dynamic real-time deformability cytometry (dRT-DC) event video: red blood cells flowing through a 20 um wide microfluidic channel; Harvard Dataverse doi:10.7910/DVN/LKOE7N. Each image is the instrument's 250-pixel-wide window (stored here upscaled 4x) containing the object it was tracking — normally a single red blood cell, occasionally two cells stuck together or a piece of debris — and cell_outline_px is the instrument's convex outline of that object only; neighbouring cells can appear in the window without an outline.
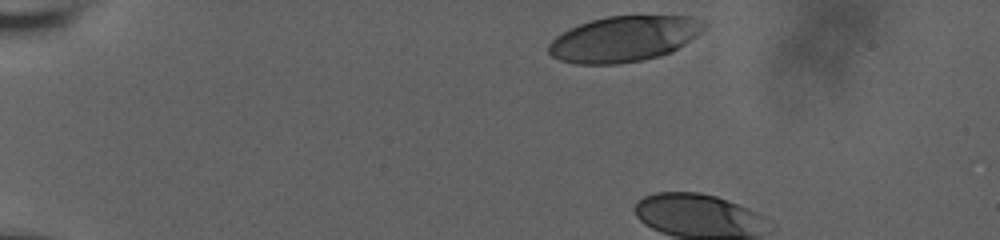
{"species": "human", "species_latin": "Homo sapiens", "temperature_condition": "room temperature", "stored_images_in_passage": 5, "camera_frame_rate_fps": 3000, "um_per_image_px": 0.085, "donor": {"sex": "male"}, "frame": {"image": 1, "passage_image": 1, "time_ms": 0.0, "image_size_px": [1000, 240], "cell_outline_px": [[708, 24], [700, 32], [684, 44], [672, 52], [660, 56], [644, 60], [616, 64], [576, 64], [560, 60], [552, 56], [548, 52], [548, 44], [556, 36], [568, 28], [592, 20], [608, 16], [692, 16], [704, 20]], "centroid_in_image_um": [53.04, 3.31], "position_along_channel_um": 32.0, "area_um2": 41.44}}